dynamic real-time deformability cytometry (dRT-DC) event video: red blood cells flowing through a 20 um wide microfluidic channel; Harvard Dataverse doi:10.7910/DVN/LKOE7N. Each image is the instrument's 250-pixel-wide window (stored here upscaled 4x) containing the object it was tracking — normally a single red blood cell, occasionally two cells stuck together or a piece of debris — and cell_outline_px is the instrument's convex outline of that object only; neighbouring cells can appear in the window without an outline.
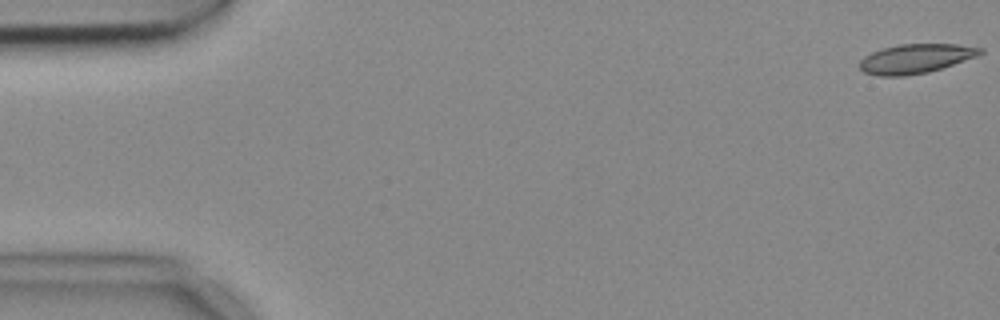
{"species": "common noctule bat (a hibernating species)", "species_latin": "Nyctalus noctula", "temperature_condition": "cold", "stored_images_in_passage": 54, "camera_frame_rate_fps": 3000, "um_per_image_px": 0.085, "animal": {"sex": "female", "body_mass_g": 18.4}, "frame": {"image": 1, "passage_image": 1, "time_ms": 0.0, "image_size_px": [1000, 320], "cell_outline_px": [[984, 52], [976, 56], [928, 72], [904, 76], [880, 76], [864, 72], [860, 68], [860, 60], [864, 56], [872, 52], [884, 48], [900, 44], [956, 44], [984, 48]], "centroid_in_image_um": [77.82, 4.98], "position_along_channel_um": 7.2, "area_um2": 20.35}}
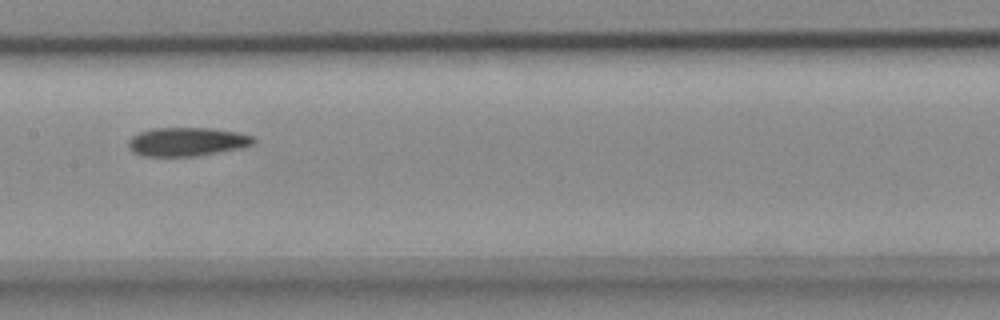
{"frame": {"image": 2, "passage_image": 27, "time_ms": 8.667, "image_size_px": [1000, 320], "cell_outline_px": [[256, 144], [244, 148], [196, 156], [144, 156], [132, 152], [128, 148], [128, 140], [132, 136], [140, 132], [152, 128], [212, 128], [236, 132], [252, 136], [256, 140]], "centroid_in_image_um": [15.91, 12.05], "position_along_channel_um": 191.5, "area_um2": 21.15}}
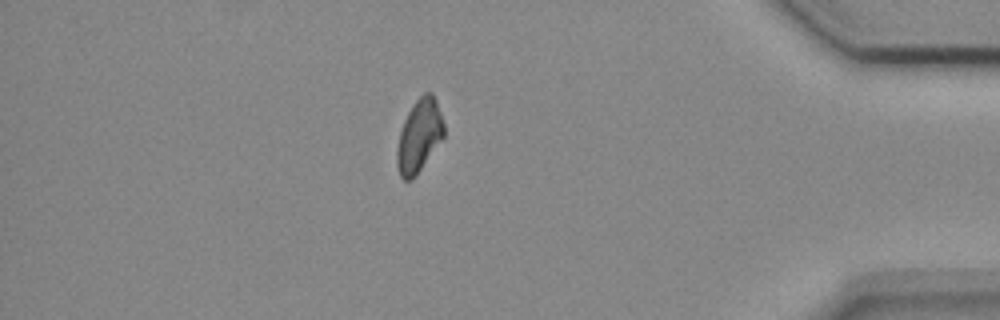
{"frame": {"image": 3, "passage_image": 47, "time_ms": 15.333, "image_size_px": [1000, 320], "cell_outline_px": [[444, 136], [416, 176], [412, 180], [404, 180], [400, 176], [396, 164], [396, 148], [400, 132], [404, 120], [412, 104], [424, 92], [432, 92], [436, 100], [444, 124]], "centroid_in_image_um": [35.61, 11.55], "position_along_channel_um": 399.6, "area_um2": 19.94}}